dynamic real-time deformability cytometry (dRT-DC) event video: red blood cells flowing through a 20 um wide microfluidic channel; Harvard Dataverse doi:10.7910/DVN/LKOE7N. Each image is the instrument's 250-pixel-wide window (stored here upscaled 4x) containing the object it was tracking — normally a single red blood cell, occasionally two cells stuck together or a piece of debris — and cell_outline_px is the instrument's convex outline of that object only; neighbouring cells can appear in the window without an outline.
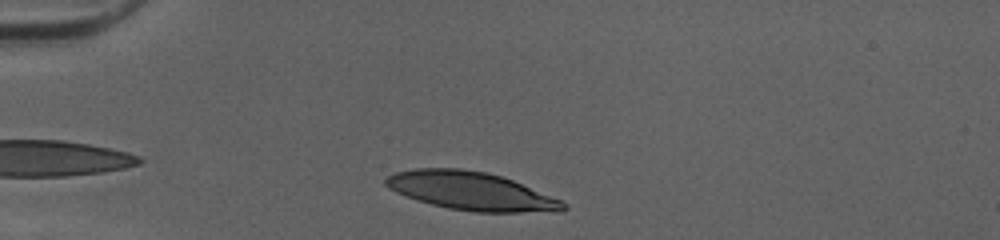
{"species": "human", "species_latin": "Homo sapiens", "temperature_condition": "cold", "stored_images_in_passage": 31, "camera_frame_rate_fps": 3000, "um_per_image_px": 0.085, "donor": {"sex": "female"}, "frame": {"image": 1, "passage_image": 2, "time_ms": 0.333, "image_size_px": [1000, 240], "cell_outline_px": [[568, 208], [560, 212], [476, 212], [448, 208], [432, 204], [396, 192], [388, 188], [384, 184], [384, 180], [388, 176], [396, 172], [416, 168], [460, 168], [488, 172], [512, 180], [560, 200], [568, 204]], "centroid_in_image_um": [40.06, 16.24], "position_along_channel_um": 44.9, "area_um2": 39.3}}
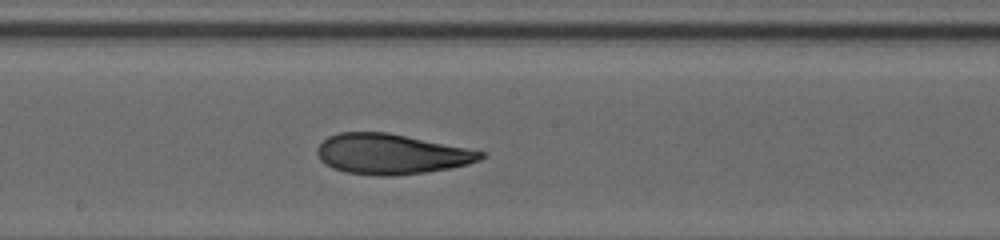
{"frame": {"image": 2, "passage_image": 17, "time_ms": 5.333, "image_size_px": [1000, 240], "cell_outline_px": [[484, 156], [480, 160], [468, 164], [448, 168], [424, 172], [392, 176], [380, 176], [344, 172], [332, 168], [324, 164], [320, 160], [316, 152], [316, 148], [328, 136], [340, 132], [388, 132], [468, 148], [484, 152]], "centroid_in_image_um": [33.21, 13.09], "position_along_channel_um": 215.0, "area_um2": 38.38}}
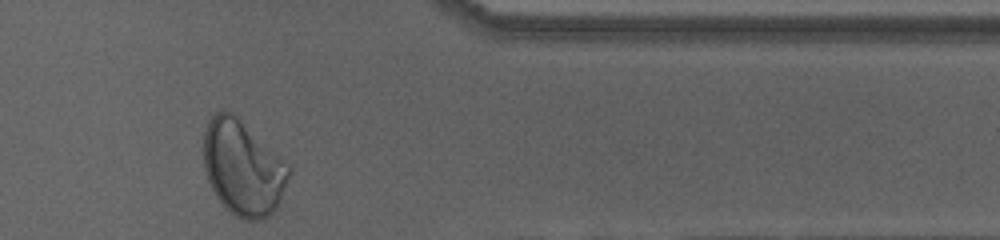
{"frame": {"image": 3, "passage_image": 31, "time_ms": 10.0, "image_size_px": [1000, 240], "cell_outline_px": [[292, 172], [280, 200], [276, 208], [268, 216], [260, 220], [244, 220], [236, 216], [224, 208], [216, 196], [208, 180], [204, 168], [204, 128], [208, 120], [216, 112], [232, 112], [284, 160], [292, 168]], "centroid_in_image_um": [20.65, 14.29], "position_along_channel_um": 390.8, "area_um2": 47.05}, "authors_computed_cell_mechanics": {"area_um2": 38.9572, "velocity_mm_per_s": 4.046, "shape_relaxation_time_tau1_ms": 8.2152, "shape_relaxation_time_tau2_ms": 1.7783, "deformation_change_tau1": 0.2525, "deformation_change_tau2": 0.0884}}